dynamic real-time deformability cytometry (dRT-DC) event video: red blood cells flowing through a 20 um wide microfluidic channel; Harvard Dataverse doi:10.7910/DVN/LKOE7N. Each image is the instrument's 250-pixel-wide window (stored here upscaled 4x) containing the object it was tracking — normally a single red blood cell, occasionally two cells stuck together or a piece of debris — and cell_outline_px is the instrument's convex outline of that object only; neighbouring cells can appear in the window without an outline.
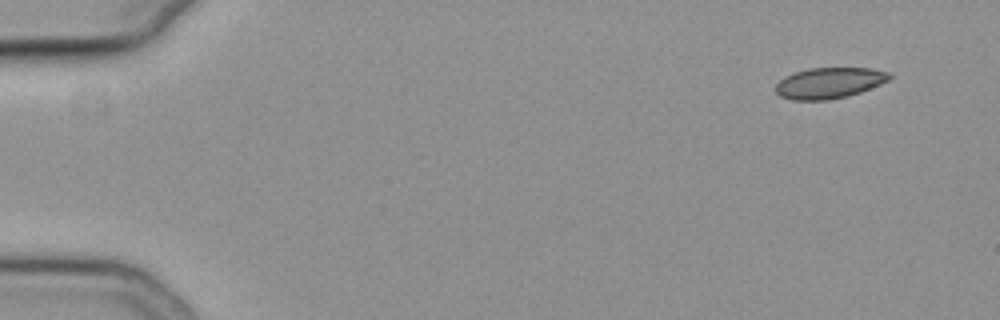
{"species": "common noctule bat (a hibernating species)", "species_latin": "Nyctalus noctula", "temperature_condition": "cold", "stored_images_in_passage": 52, "camera_frame_rate_fps": 3000, "um_per_image_px": 0.085, "animal": {"sex": "female", "body_mass_g": 19.3, "forearm_length_mm": 54.1}, "frame": {"image": 1, "passage_image": 1, "time_ms": 0.0, "image_size_px": [1000, 320], "cell_outline_px": [[892, 76], [888, 80], [880, 84], [860, 92], [848, 96], [828, 100], [792, 100], [780, 96], [776, 92], [776, 84], [784, 76], [792, 72], [808, 68], [872, 68], [892, 72]], "centroid_in_image_um": [70.48, 7.04], "position_along_channel_um": 14.5, "area_um2": 20.69}}
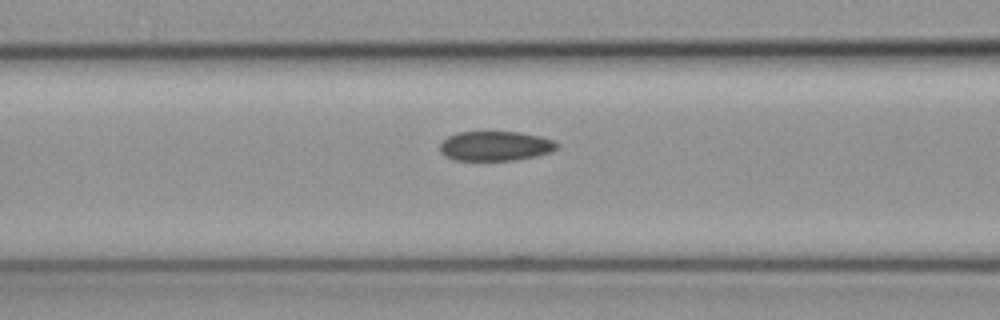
{"frame": {"image": 2, "passage_image": 20, "time_ms": 6.333, "image_size_px": [1000, 320], "cell_outline_px": [[560, 148], [552, 152], [536, 156], [516, 160], [452, 160], [444, 156], [440, 152], [440, 144], [448, 136], [456, 132], [520, 132], [540, 136], [552, 140], [560, 144]], "centroid_in_image_um": [42.12, 12.41], "position_along_channel_um": 124.5, "area_um2": 20.46}}
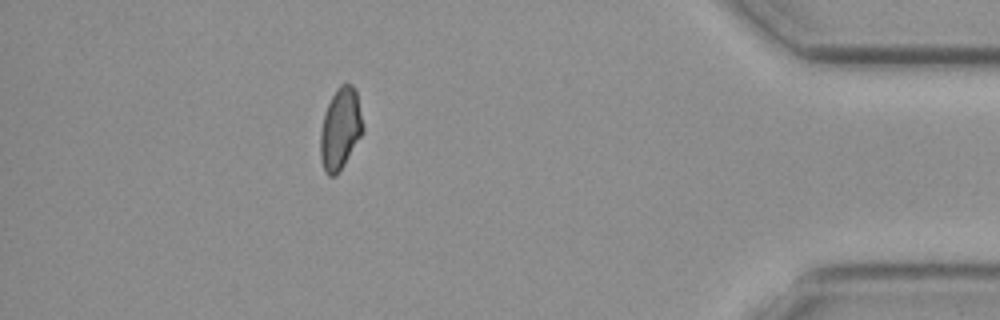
{"frame": {"image": 3, "passage_image": 46, "time_ms": 15.0, "image_size_px": [1000, 320], "cell_outline_px": [[364, 132], [344, 164], [336, 176], [328, 176], [324, 172], [320, 156], [320, 132], [324, 112], [336, 88], [340, 84], [352, 84], [356, 88], [364, 128]], "centroid_in_image_um": [28.93, 10.94], "position_along_channel_um": 406.3, "area_um2": 20.46}, "authors_computed_cell_mechanics": {"area_um2": 20.9814, "velocity_mm_per_s": 3.7935, "shape_relaxation_time_tau1_ms": null, "shape_relaxation_time_tau2_ms": 2.9406, "deformation_change_tau1": null, "deformation_change_tau2": 0.0696}}